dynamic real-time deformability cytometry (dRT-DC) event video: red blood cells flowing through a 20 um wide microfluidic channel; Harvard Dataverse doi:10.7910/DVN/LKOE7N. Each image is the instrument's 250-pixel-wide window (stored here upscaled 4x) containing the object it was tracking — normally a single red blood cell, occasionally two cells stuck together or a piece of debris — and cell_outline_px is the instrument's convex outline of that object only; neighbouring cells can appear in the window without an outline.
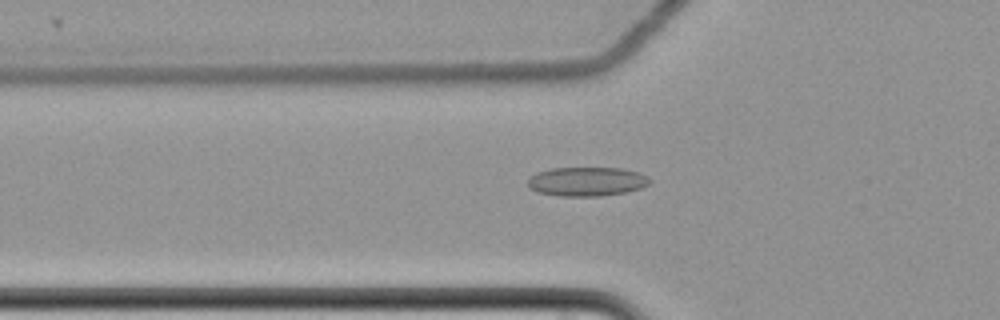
{"species": "common noctule bat (a hibernating species)", "species_latin": "Nyctalus noctula", "temperature_condition": "cold", "stored_images_in_passage": 61, "camera_frame_rate_fps": 3000, "um_per_image_px": 0.085, "animal": {"sex": "female", "body_mass_g": 22.7, "forearm_length_mm": 54.2}, "frame": {"image": 1, "passage_image": 23, "time_ms": 7.333, "image_size_px": [1000, 320], "cell_outline_px": [[652, 180], [648, 184], [640, 188], [628, 192], [600, 196], [560, 196], [536, 192], [528, 188], [528, 180], [536, 172], [552, 168], [620, 168], [636, 172], [648, 176]], "centroid_in_image_um": [49.86, 15.44], "position_along_channel_um": 75.9, "area_um2": 20.75}}
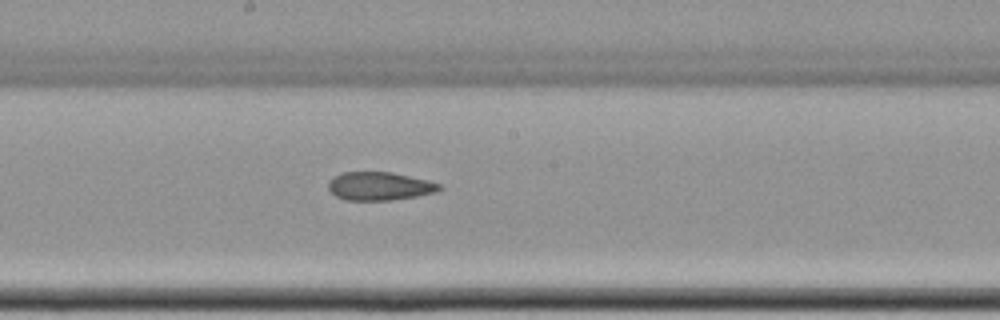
{"frame": {"image": 2, "passage_image": 35, "time_ms": 11.333, "image_size_px": [1000, 320], "cell_outline_px": [[444, 188], [436, 192], [416, 196], [392, 200], [348, 200], [336, 196], [328, 188], [328, 180], [332, 176], [340, 172], [392, 172], [428, 180], [440, 184]], "centroid_in_image_um": [32.25, 15.81], "position_along_channel_um": 216.0, "area_um2": 18.44}}
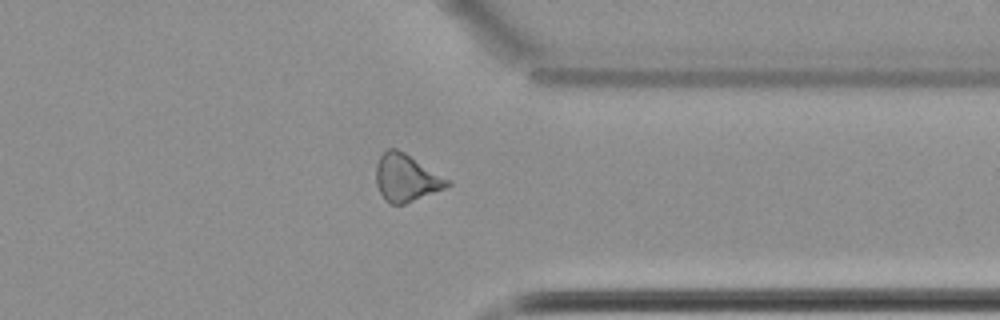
{"frame": {"image": 3, "passage_image": 49, "time_ms": 16.0, "image_size_px": [1000, 320], "cell_outline_px": [[452, 184], [444, 188], [404, 204], [388, 204], [384, 200], [376, 184], [376, 164], [380, 156], [388, 148], [396, 148], [404, 152], [452, 180]], "centroid_in_image_um": [34.53, 15.11], "position_along_channel_um": 376.9, "area_um2": 19.71}, "authors_computed_cell_mechanics": {"area_um2": 20.2878, "velocity_mm_per_s": 3.5044, "shape_relaxation_time_tau1_ms": null, "shape_relaxation_time_tau2_ms": 4.3106, "deformation_change_tau1": null, "deformation_change_tau2": 0.1164}}